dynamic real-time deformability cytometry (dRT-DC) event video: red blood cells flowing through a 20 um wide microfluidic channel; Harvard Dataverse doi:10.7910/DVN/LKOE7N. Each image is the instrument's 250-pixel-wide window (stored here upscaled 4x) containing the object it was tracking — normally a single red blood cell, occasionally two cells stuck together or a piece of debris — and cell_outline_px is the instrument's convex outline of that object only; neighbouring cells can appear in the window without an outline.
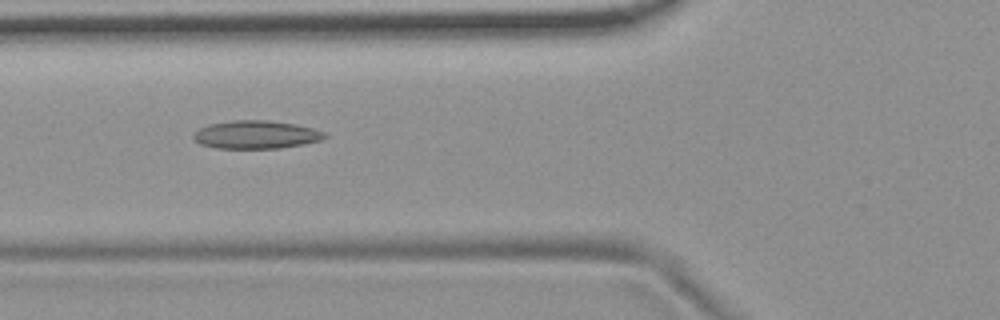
{"species": "common noctule bat (a hibernating species)", "species_latin": "Nyctalus noctula", "temperature_condition": "room temperature", "stored_images_in_passage": 10, "camera_frame_rate_fps": 3000, "um_per_image_px": 0.085, "animal": {"sex": "female", "body_mass_g": 19.9}, "frame": {"image": 1, "passage_image": 7, "time_ms": 2.0, "image_size_px": [1000, 320], "cell_outline_px": [[328, 136], [320, 140], [304, 144], [280, 148], [216, 148], [200, 144], [192, 136], [192, 132], [208, 124], [232, 120], [268, 120], [296, 124], [312, 128], [324, 132]], "centroid_in_image_um": [21.74, 11.44], "position_along_channel_um": 104.1, "area_um2": 21.56}}
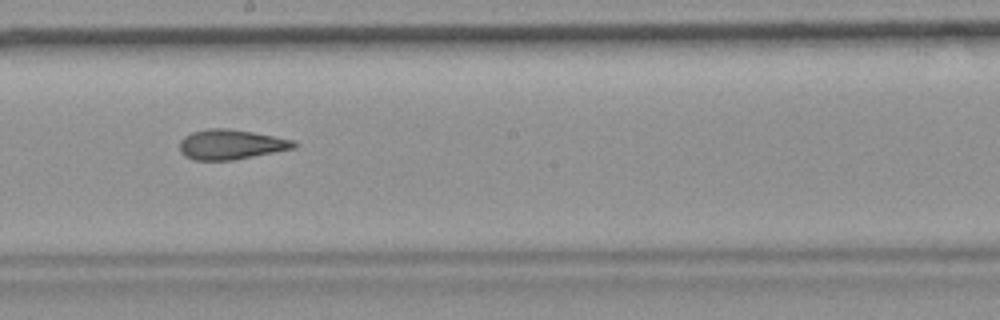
{"frame": {"image": 2, "passage_image": 10, "time_ms": 3.0, "image_size_px": [1000, 320], "cell_outline_px": [[296, 148], [232, 160], [192, 160], [184, 156], [180, 152], [180, 140], [184, 136], [192, 132], [208, 128], [228, 128], [252, 132], [292, 140], [296, 144]], "centroid_in_image_um": [19.57, 12.28], "position_along_channel_um": 228.6, "area_um2": 19.83}}